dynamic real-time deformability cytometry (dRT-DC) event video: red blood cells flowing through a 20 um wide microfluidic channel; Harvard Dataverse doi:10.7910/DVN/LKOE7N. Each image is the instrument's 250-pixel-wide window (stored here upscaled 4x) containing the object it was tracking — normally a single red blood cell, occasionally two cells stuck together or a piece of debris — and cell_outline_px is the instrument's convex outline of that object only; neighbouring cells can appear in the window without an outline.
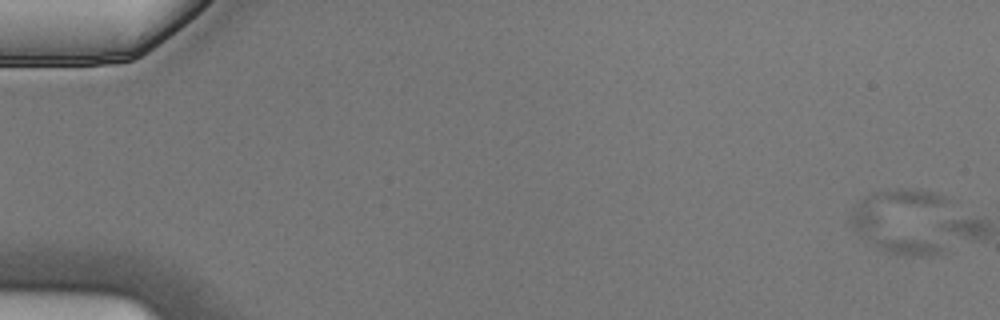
{"species": "Egyptian fruit bat (a non-hibernating species)", "species_latin": "Rousettus aegyptiacus", "temperature_condition": "cold", "stored_images_in_passage": 15, "camera_frame_rate_fps": 3000, "um_per_image_px": 0.085, "animal": {"sex": "male"}, "frame": {"image": 1, "passage_image": 1, "time_ms": 0.0, "image_size_px": [1000, 320], "cell_outline_px": [[948, 200], [944, 252], [932, 256], [904, 256], [876, 248], [860, 236], [856, 232], [852, 224], [852, 208], [868, 192], [896, 188], [920, 188], [944, 196]], "centroid_in_image_um": [76.74, 18.79], "position_along_channel_um": 8.3, "area_um2": 39.48}}